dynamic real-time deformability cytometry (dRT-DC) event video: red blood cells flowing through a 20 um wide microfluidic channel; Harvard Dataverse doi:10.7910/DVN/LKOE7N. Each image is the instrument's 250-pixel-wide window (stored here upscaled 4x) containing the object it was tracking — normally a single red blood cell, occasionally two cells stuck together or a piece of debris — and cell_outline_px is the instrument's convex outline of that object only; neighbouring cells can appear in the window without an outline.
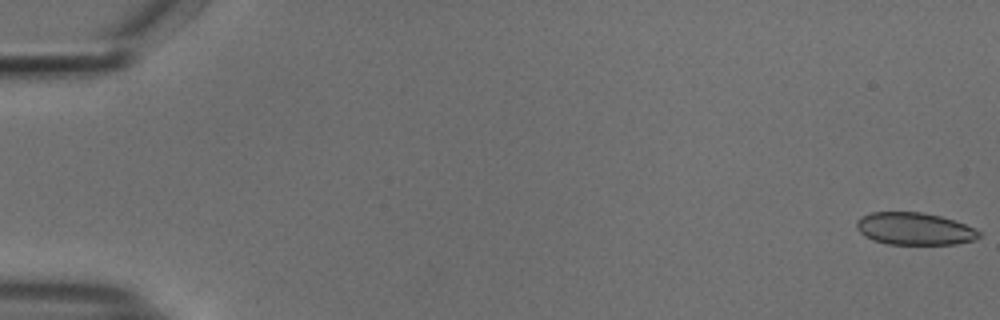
{"species": "common noctule bat (a hibernating species)", "species_latin": "Nyctalus noctula", "temperature_condition": "cold", "stored_images_in_passage": 53, "camera_frame_rate_fps": 3000, "um_per_image_px": 0.085, "animal": {"sex": "male", "body_mass_g": 18.8}, "frame": {"image": 1, "passage_image": 1, "time_ms": 0.0, "image_size_px": [1000, 320], "cell_outline_px": [[980, 236], [976, 240], [956, 244], [888, 244], [872, 240], [864, 236], [856, 228], [856, 220], [860, 216], [872, 212], [920, 212], [940, 216], [964, 224], [980, 232]], "centroid_in_image_um": [77.69, 19.45], "position_along_channel_um": 7.3, "area_um2": 23.06}}
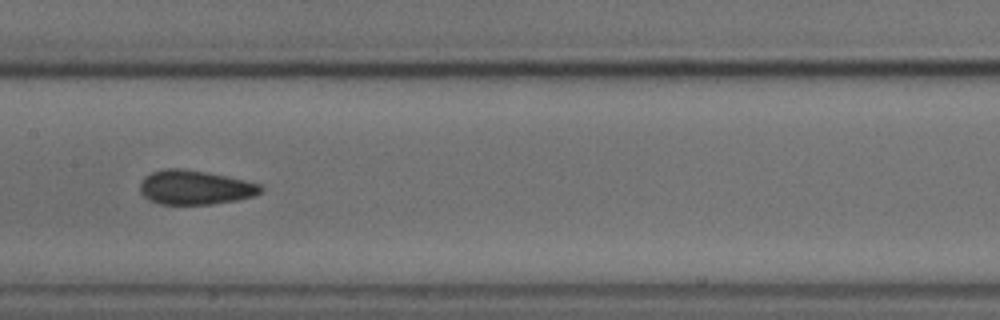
{"frame": {"image": 2, "passage_image": 28, "time_ms": 9.0, "image_size_px": [1000, 320], "cell_outline_px": [[264, 188], [256, 196], [236, 200], [212, 204], [160, 204], [148, 200], [140, 192], [140, 184], [144, 176], [152, 172], [164, 168], [180, 168], [208, 172], [264, 184]], "centroid_in_image_um": [16.6, 15.92], "position_along_channel_um": 190.8, "area_um2": 24.39}}
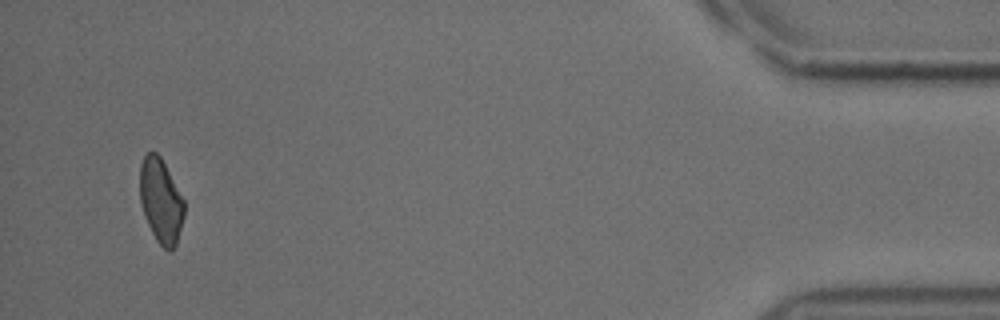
{"frame": {"image": 3, "passage_image": 52, "time_ms": 17.0, "image_size_px": [1000, 320], "cell_outline_px": [[184, 216], [176, 244], [172, 252], [168, 252], [156, 240], [144, 216], [140, 200], [140, 164], [144, 156], [148, 152], [156, 152], [160, 156], [184, 200]], "centroid_in_image_um": [13.67, 17.09], "position_along_channel_um": 421.5, "area_um2": 21.68}}